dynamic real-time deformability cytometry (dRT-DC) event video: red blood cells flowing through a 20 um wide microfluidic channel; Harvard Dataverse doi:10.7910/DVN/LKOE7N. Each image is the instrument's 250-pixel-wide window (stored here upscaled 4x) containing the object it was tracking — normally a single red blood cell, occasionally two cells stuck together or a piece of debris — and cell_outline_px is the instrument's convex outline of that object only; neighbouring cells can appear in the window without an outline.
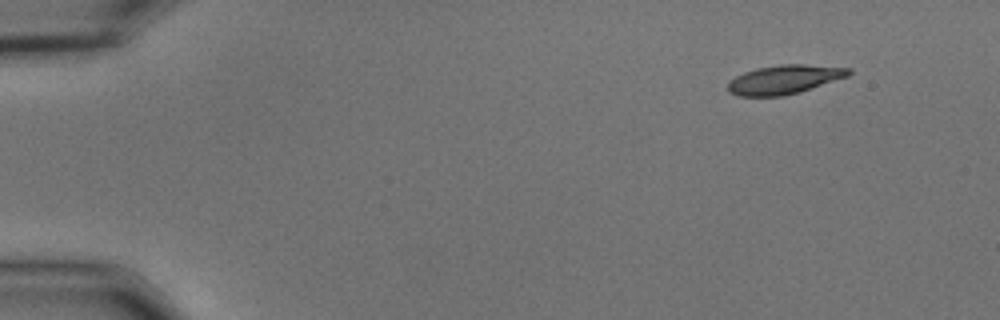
{"species": "common noctule bat (a hibernating species)", "species_latin": "Nyctalus noctula", "temperature_condition": "cold", "stored_images_in_passage": 51, "camera_frame_rate_fps": 3000, "um_per_image_px": 0.085, "animal": {"sex": "male", "body_mass_g": 15.6}, "frame": {"image": 1, "passage_image": 1, "time_ms": 0.0, "image_size_px": [1000, 320], "cell_outline_px": [[852, 72], [848, 76], [800, 92], [780, 96], [740, 96], [728, 92], [728, 80], [744, 72], [756, 68], [780, 64], [804, 64], [852, 68]], "centroid_in_image_um": [66.66, 6.75], "position_along_channel_um": 18.3, "area_um2": 20.46}}
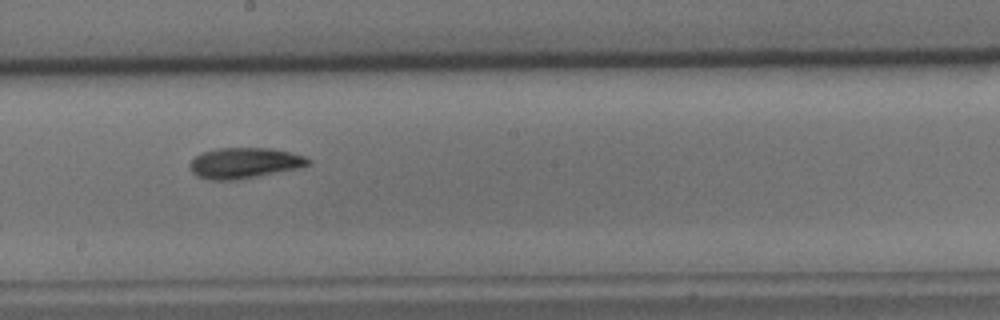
{"frame": {"image": 2, "passage_image": 27, "time_ms": 8.667, "image_size_px": [1000, 320], "cell_outline_px": [[312, 160], [308, 164], [300, 168], [236, 180], [212, 180], [196, 176], [192, 172], [188, 164], [200, 152], [216, 148], [268, 148], [292, 152], [304, 156]], "centroid_in_image_um": [20.76, 13.85], "position_along_channel_um": 227.4, "area_um2": 21.27}}
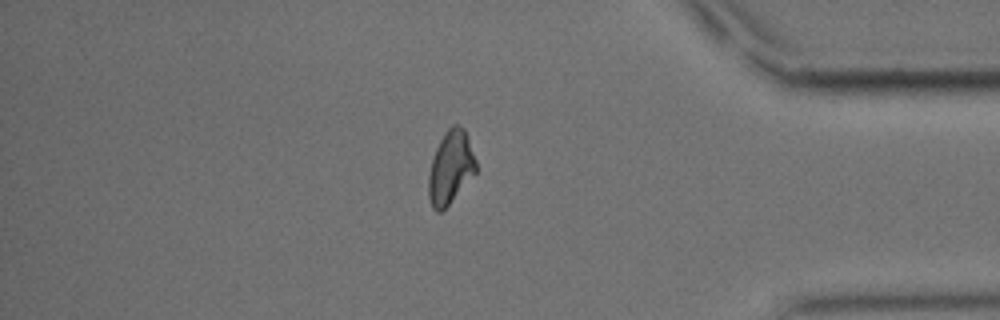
{"frame": {"image": 3, "passage_image": 43, "time_ms": 14.0, "image_size_px": [1000, 320], "cell_outline_px": [[476, 172], [448, 204], [440, 212], [436, 212], [432, 208], [428, 196], [428, 176], [432, 160], [436, 148], [444, 132], [452, 124], [456, 124], [464, 128], [476, 160]], "centroid_in_image_um": [38.28, 14.22], "position_along_channel_um": 396.9, "area_um2": 19.94}, "authors_computed_cell_mechanics": {"area_um2": 20.3456, "velocity_mm_per_s": 3.6393, "shape_relaxation_time_tau1_ms": 4.2749, "shape_relaxation_time_tau2_ms": 4.7001, "deformation_change_tau1": 0.1527, "deformation_change_tau2": 0.1174}}